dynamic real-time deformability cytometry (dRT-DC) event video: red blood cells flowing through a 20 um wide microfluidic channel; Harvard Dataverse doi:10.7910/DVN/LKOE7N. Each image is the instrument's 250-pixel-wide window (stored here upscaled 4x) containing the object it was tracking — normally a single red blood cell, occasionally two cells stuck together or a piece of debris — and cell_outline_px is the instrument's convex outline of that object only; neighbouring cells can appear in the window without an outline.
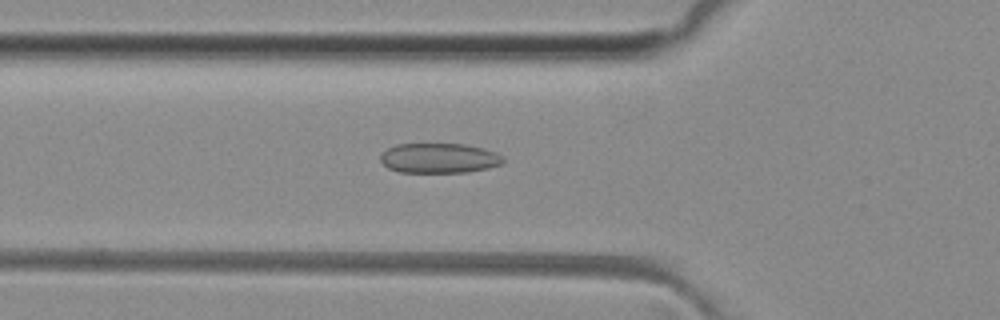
{"species": "common noctule bat (a hibernating species)", "species_latin": "Nyctalus noctula", "temperature_condition": "room temperature", "stored_images_in_passage": 46, "camera_frame_rate_fps": 3000, "um_per_image_px": 0.085, "animal": {"sex": "female", "body_mass_g": 29.2, "forearm_length_mm": 56.3}, "frame": {"image": 1, "passage_image": 13, "time_ms": 4.0, "image_size_px": [1000, 320], "cell_outline_px": [[504, 164], [488, 168], [468, 172], [400, 172], [388, 168], [380, 160], [380, 156], [388, 148], [396, 144], [464, 144], [484, 148], [496, 152], [504, 160]], "centroid_in_image_um": [37.34, 13.44], "position_along_channel_um": 88.5, "area_um2": 21.39}}
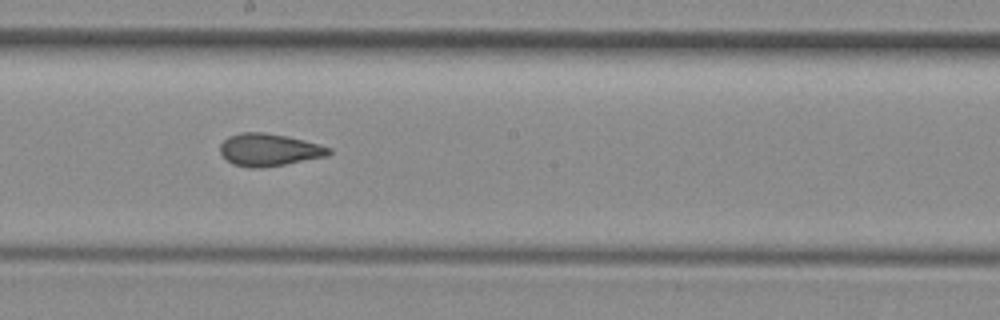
{"frame": {"image": 2, "passage_image": 23, "time_ms": 7.333, "image_size_px": [1000, 320], "cell_outline_px": [[332, 152], [328, 156], [284, 164], [260, 168], [248, 168], [232, 164], [220, 152], [220, 144], [228, 136], [240, 132], [264, 132], [304, 140], [320, 144], [332, 148]], "centroid_in_image_um": [22.87, 12.73], "position_along_channel_um": 225.3, "area_um2": 20.58}}
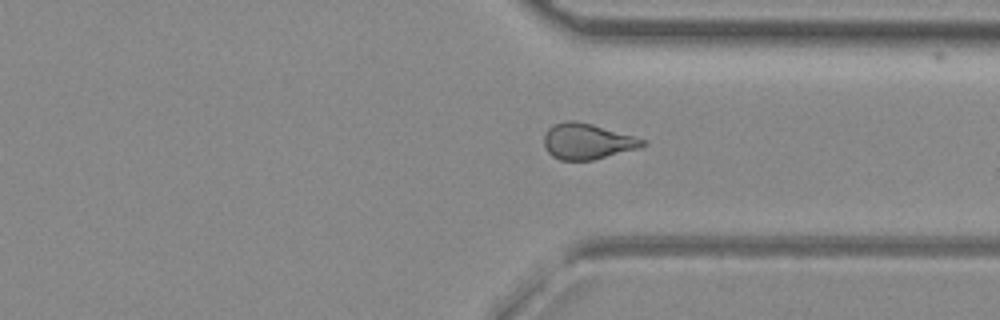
{"frame": {"image": 3, "passage_image": 33, "time_ms": 10.667, "image_size_px": [1000, 320], "cell_outline_px": [[648, 144], [640, 148], [592, 160], [560, 160], [552, 156], [548, 152], [544, 144], [544, 136], [548, 128], [556, 124], [568, 120], [576, 120], [592, 124], [648, 140]], "centroid_in_image_um": [49.95, 12.02], "position_along_channel_um": 361.5, "area_um2": 20.58}, "authors_computed_cell_mechanics": {"area_um2": 20.7502, "velocity_mm_per_s": 4.0895, "shape_relaxation_time_tau1_ms": null, "shape_relaxation_time_tau2_ms": 1.6327, "deformation_change_tau1": null, "deformation_change_tau2": 0.0813}}